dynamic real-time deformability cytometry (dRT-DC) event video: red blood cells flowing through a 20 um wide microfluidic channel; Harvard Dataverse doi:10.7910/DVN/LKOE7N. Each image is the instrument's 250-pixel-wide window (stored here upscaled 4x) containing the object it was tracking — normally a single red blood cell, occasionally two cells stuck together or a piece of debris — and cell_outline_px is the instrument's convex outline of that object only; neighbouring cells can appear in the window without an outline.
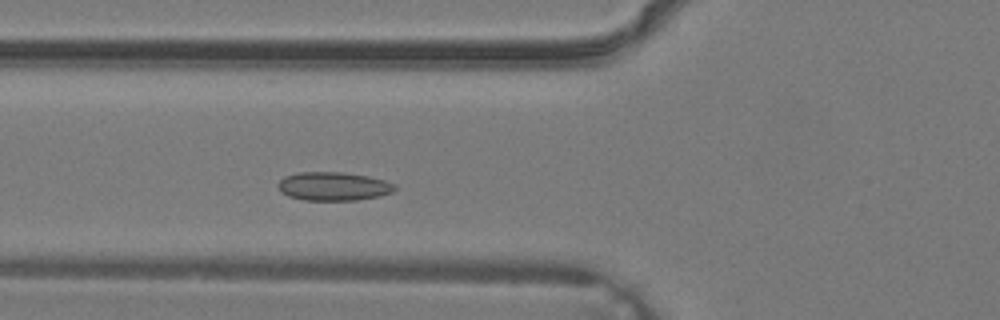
{"species": "common noctule bat (a hibernating species)", "species_latin": "Nyctalus noctula", "temperature_condition": "warm", "stored_images_in_passage": 28, "camera_frame_rate_fps": 3000, "um_per_image_px": 0.085, "animal": {"sex": "male", "body_mass_g": 19.2, "forearm_length_mm": 51.8}, "frame": {"image": 1, "passage_image": 7, "time_ms": 2.0, "image_size_px": [1000, 320], "cell_outline_px": [[396, 188], [392, 192], [380, 196], [356, 200], [304, 200], [288, 196], [280, 192], [276, 184], [284, 176], [300, 172], [344, 172], [368, 176], [384, 180], [396, 184]], "centroid_in_image_um": [28.32, 15.83], "position_along_channel_um": 97.5, "area_um2": 19.59}}
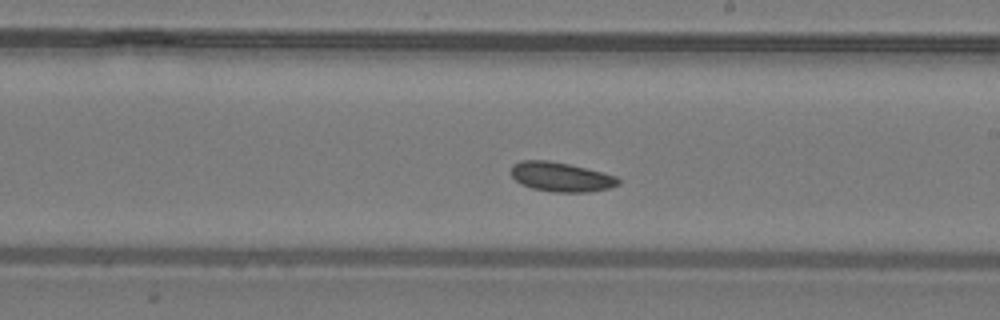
{"frame": {"image": 2, "passage_image": 15, "time_ms": 4.667, "image_size_px": [1000, 320], "cell_outline_px": [[620, 184], [608, 188], [588, 192], [556, 192], [532, 188], [520, 184], [512, 176], [512, 164], [520, 160], [548, 160], [568, 164], [616, 176], [620, 180]], "centroid_in_image_um": [47.66, 15.04], "position_along_channel_um": 241.3, "area_um2": 18.21}}
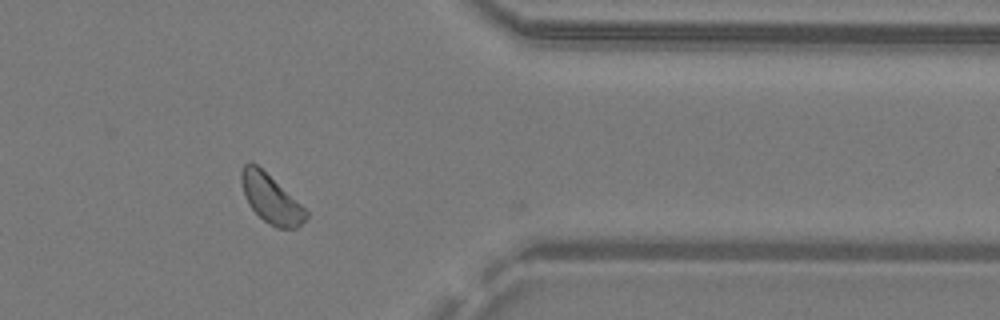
{"frame": {"image": 3, "passage_image": 24, "time_ms": 7.667, "image_size_px": [1000, 320], "cell_outline_px": [[308, 216], [296, 228], [276, 228], [264, 220], [248, 204], [244, 196], [240, 180], [240, 172], [244, 164], [256, 164], [300, 204], [308, 212]], "centroid_in_image_um": [22.99, 16.91], "position_along_channel_um": 388.4, "area_um2": 17.74}}